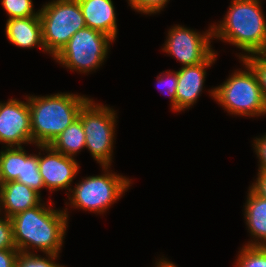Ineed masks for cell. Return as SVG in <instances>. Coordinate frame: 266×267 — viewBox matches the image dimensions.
Wrapping results in <instances>:
<instances>
[{
    "label": "cell",
    "instance_id": "cell-23",
    "mask_svg": "<svg viewBox=\"0 0 266 267\" xmlns=\"http://www.w3.org/2000/svg\"><path fill=\"white\" fill-rule=\"evenodd\" d=\"M242 60L255 72L263 97L266 101V52L250 55Z\"/></svg>",
    "mask_w": 266,
    "mask_h": 267
},
{
    "label": "cell",
    "instance_id": "cell-26",
    "mask_svg": "<svg viewBox=\"0 0 266 267\" xmlns=\"http://www.w3.org/2000/svg\"><path fill=\"white\" fill-rule=\"evenodd\" d=\"M1 214V212H0ZM16 249L13 240V226L11 218L0 217V250Z\"/></svg>",
    "mask_w": 266,
    "mask_h": 267
},
{
    "label": "cell",
    "instance_id": "cell-17",
    "mask_svg": "<svg viewBox=\"0 0 266 267\" xmlns=\"http://www.w3.org/2000/svg\"><path fill=\"white\" fill-rule=\"evenodd\" d=\"M85 132L81 120L77 118L68 126L50 146L57 152L74 158L77 153L85 148Z\"/></svg>",
    "mask_w": 266,
    "mask_h": 267
},
{
    "label": "cell",
    "instance_id": "cell-5",
    "mask_svg": "<svg viewBox=\"0 0 266 267\" xmlns=\"http://www.w3.org/2000/svg\"><path fill=\"white\" fill-rule=\"evenodd\" d=\"M109 168L102 166L104 174L88 176L79 181L67 194L70 206L103 214L117 202L131 186V179L112 173Z\"/></svg>",
    "mask_w": 266,
    "mask_h": 267
},
{
    "label": "cell",
    "instance_id": "cell-13",
    "mask_svg": "<svg viewBox=\"0 0 266 267\" xmlns=\"http://www.w3.org/2000/svg\"><path fill=\"white\" fill-rule=\"evenodd\" d=\"M43 201L34 189L17 181H9L0 185V212L8 218L39 205Z\"/></svg>",
    "mask_w": 266,
    "mask_h": 267
},
{
    "label": "cell",
    "instance_id": "cell-4",
    "mask_svg": "<svg viewBox=\"0 0 266 267\" xmlns=\"http://www.w3.org/2000/svg\"><path fill=\"white\" fill-rule=\"evenodd\" d=\"M244 70H235L226 81L209 90L215 101L230 115L259 117L266 115V101L253 69L243 60Z\"/></svg>",
    "mask_w": 266,
    "mask_h": 267
},
{
    "label": "cell",
    "instance_id": "cell-25",
    "mask_svg": "<svg viewBox=\"0 0 266 267\" xmlns=\"http://www.w3.org/2000/svg\"><path fill=\"white\" fill-rule=\"evenodd\" d=\"M170 0H128L129 6L141 14H157Z\"/></svg>",
    "mask_w": 266,
    "mask_h": 267
},
{
    "label": "cell",
    "instance_id": "cell-27",
    "mask_svg": "<svg viewBox=\"0 0 266 267\" xmlns=\"http://www.w3.org/2000/svg\"><path fill=\"white\" fill-rule=\"evenodd\" d=\"M254 148V152L256 153L260 164H258V171L266 172V133L261 137L254 138V142L252 144Z\"/></svg>",
    "mask_w": 266,
    "mask_h": 267
},
{
    "label": "cell",
    "instance_id": "cell-9",
    "mask_svg": "<svg viewBox=\"0 0 266 267\" xmlns=\"http://www.w3.org/2000/svg\"><path fill=\"white\" fill-rule=\"evenodd\" d=\"M211 27V28H210ZM213 25L202 34L181 25L168 30L163 52L175 57L182 65L192 66L204 62L215 50L212 49Z\"/></svg>",
    "mask_w": 266,
    "mask_h": 267
},
{
    "label": "cell",
    "instance_id": "cell-11",
    "mask_svg": "<svg viewBox=\"0 0 266 267\" xmlns=\"http://www.w3.org/2000/svg\"><path fill=\"white\" fill-rule=\"evenodd\" d=\"M38 149L47 155L38 153V167L44 186L49 191L72 189L71 184L79 173V163L75 158L55 151L50 145H37ZM70 186V187H69Z\"/></svg>",
    "mask_w": 266,
    "mask_h": 267
},
{
    "label": "cell",
    "instance_id": "cell-19",
    "mask_svg": "<svg viewBox=\"0 0 266 267\" xmlns=\"http://www.w3.org/2000/svg\"><path fill=\"white\" fill-rule=\"evenodd\" d=\"M0 151L1 183L16 181L21 168V147H4Z\"/></svg>",
    "mask_w": 266,
    "mask_h": 267
},
{
    "label": "cell",
    "instance_id": "cell-28",
    "mask_svg": "<svg viewBox=\"0 0 266 267\" xmlns=\"http://www.w3.org/2000/svg\"><path fill=\"white\" fill-rule=\"evenodd\" d=\"M18 254L17 249L0 250V267H15Z\"/></svg>",
    "mask_w": 266,
    "mask_h": 267
},
{
    "label": "cell",
    "instance_id": "cell-12",
    "mask_svg": "<svg viewBox=\"0 0 266 267\" xmlns=\"http://www.w3.org/2000/svg\"><path fill=\"white\" fill-rule=\"evenodd\" d=\"M217 56V52L214 51L204 62L192 66H182L177 71L176 112L189 109L197 102L202 94L206 70L215 63Z\"/></svg>",
    "mask_w": 266,
    "mask_h": 267
},
{
    "label": "cell",
    "instance_id": "cell-8",
    "mask_svg": "<svg viewBox=\"0 0 266 267\" xmlns=\"http://www.w3.org/2000/svg\"><path fill=\"white\" fill-rule=\"evenodd\" d=\"M114 40L94 29L78 30L53 58L69 70L88 73L102 66Z\"/></svg>",
    "mask_w": 266,
    "mask_h": 267
},
{
    "label": "cell",
    "instance_id": "cell-7",
    "mask_svg": "<svg viewBox=\"0 0 266 267\" xmlns=\"http://www.w3.org/2000/svg\"><path fill=\"white\" fill-rule=\"evenodd\" d=\"M78 118L85 132V148L102 166H111L117 114L113 108L89 99L80 109Z\"/></svg>",
    "mask_w": 266,
    "mask_h": 267
},
{
    "label": "cell",
    "instance_id": "cell-1",
    "mask_svg": "<svg viewBox=\"0 0 266 267\" xmlns=\"http://www.w3.org/2000/svg\"><path fill=\"white\" fill-rule=\"evenodd\" d=\"M48 206V207H47ZM52 206L40 203L11 217L13 240L17 250L24 253L42 251L59 255L63 247L68 224L67 208L54 210Z\"/></svg>",
    "mask_w": 266,
    "mask_h": 267
},
{
    "label": "cell",
    "instance_id": "cell-6",
    "mask_svg": "<svg viewBox=\"0 0 266 267\" xmlns=\"http://www.w3.org/2000/svg\"><path fill=\"white\" fill-rule=\"evenodd\" d=\"M45 52L53 58L78 30L86 27L78 0H53L39 9Z\"/></svg>",
    "mask_w": 266,
    "mask_h": 267
},
{
    "label": "cell",
    "instance_id": "cell-2",
    "mask_svg": "<svg viewBox=\"0 0 266 267\" xmlns=\"http://www.w3.org/2000/svg\"><path fill=\"white\" fill-rule=\"evenodd\" d=\"M222 21L213 24V38L227 42L244 51L242 60L266 52V20L261 0H231Z\"/></svg>",
    "mask_w": 266,
    "mask_h": 267
},
{
    "label": "cell",
    "instance_id": "cell-10",
    "mask_svg": "<svg viewBox=\"0 0 266 267\" xmlns=\"http://www.w3.org/2000/svg\"><path fill=\"white\" fill-rule=\"evenodd\" d=\"M26 102L9 99L0 102V143L4 147H21L32 144V130L28 97Z\"/></svg>",
    "mask_w": 266,
    "mask_h": 267
},
{
    "label": "cell",
    "instance_id": "cell-21",
    "mask_svg": "<svg viewBox=\"0 0 266 267\" xmlns=\"http://www.w3.org/2000/svg\"><path fill=\"white\" fill-rule=\"evenodd\" d=\"M36 253L19 252L15 267H66L55 262L59 255L46 254V257L35 255Z\"/></svg>",
    "mask_w": 266,
    "mask_h": 267
},
{
    "label": "cell",
    "instance_id": "cell-16",
    "mask_svg": "<svg viewBox=\"0 0 266 267\" xmlns=\"http://www.w3.org/2000/svg\"><path fill=\"white\" fill-rule=\"evenodd\" d=\"M244 205V218L251 239L245 245L266 246V199L256 195L250 188ZM257 238V239H256Z\"/></svg>",
    "mask_w": 266,
    "mask_h": 267
},
{
    "label": "cell",
    "instance_id": "cell-18",
    "mask_svg": "<svg viewBox=\"0 0 266 267\" xmlns=\"http://www.w3.org/2000/svg\"><path fill=\"white\" fill-rule=\"evenodd\" d=\"M19 183L34 189L41 195V189L45 188L38 167V155L28 154L23 146H21V168L18 174Z\"/></svg>",
    "mask_w": 266,
    "mask_h": 267
},
{
    "label": "cell",
    "instance_id": "cell-3",
    "mask_svg": "<svg viewBox=\"0 0 266 267\" xmlns=\"http://www.w3.org/2000/svg\"><path fill=\"white\" fill-rule=\"evenodd\" d=\"M90 98L73 93L28 96L32 144L50 145L77 118Z\"/></svg>",
    "mask_w": 266,
    "mask_h": 267
},
{
    "label": "cell",
    "instance_id": "cell-30",
    "mask_svg": "<svg viewBox=\"0 0 266 267\" xmlns=\"http://www.w3.org/2000/svg\"><path fill=\"white\" fill-rule=\"evenodd\" d=\"M155 267H177L176 264L172 263V261L167 260L165 257L160 258L156 263Z\"/></svg>",
    "mask_w": 266,
    "mask_h": 267
},
{
    "label": "cell",
    "instance_id": "cell-22",
    "mask_svg": "<svg viewBox=\"0 0 266 267\" xmlns=\"http://www.w3.org/2000/svg\"><path fill=\"white\" fill-rule=\"evenodd\" d=\"M1 4L8 19L25 18L29 16H39V10L35 12L32 0H1Z\"/></svg>",
    "mask_w": 266,
    "mask_h": 267
},
{
    "label": "cell",
    "instance_id": "cell-15",
    "mask_svg": "<svg viewBox=\"0 0 266 267\" xmlns=\"http://www.w3.org/2000/svg\"><path fill=\"white\" fill-rule=\"evenodd\" d=\"M5 27L6 37L13 45L27 49L38 46L45 52L40 16L7 19Z\"/></svg>",
    "mask_w": 266,
    "mask_h": 267
},
{
    "label": "cell",
    "instance_id": "cell-14",
    "mask_svg": "<svg viewBox=\"0 0 266 267\" xmlns=\"http://www.w3.org/2000/svg\"><path fill=\"white\" fill-rule=\"evenodd\" d=\"M86 27L99 31L114 41L117 38V19L112 0H78Z\"/></svg>",
    "mask_w": 266,
    "mask_h": 267
},
{
    "label": "cell",
    "instance_id": "cell-29",
    "mask_svg": "<svg viewBox=\"0 0 266 267\" xmlns=\"http://www.w3.org/2000/svg\"><path fill=\"white\" fill-rule=\"evenodd\" d=\"M257 178L249 187L256 195L266 199V172L258 171Z\"/></svg>",
    "mask_w": 266,
    "mask_h": 267
},
{
    "label": "cell",
    "instance_id": "cell-20",
    "mask_svg": "<svg viewBox=\"0 0 266 267\" xmlns=\"http://www.w3.org/2000/svg\"><path fill=\"white\" fill-rule=\"evenodd\" d=\"M236 267H266V246H248L240 248Z\"/></svg>",
    "mask_w": 266,
    "mask_h": 267
},
{
    "label": "cell",
    "instance_id": "cell-24",
    "mask_svg": "<svg viewBox=\"0 0 266 267\" xmlns=\"http://www.w3.org/2000/svg\"><path fill=\"white\" fill-rule=\"evenodd\" d=\"M156 79L158 80L157 87L161 89L162 85L164 86L161 91L170 96L169 98H170L171 108L173 111H176L175 95L178 82L177 71H166V72L163 71V73L159 74Z\"/></svg>",
    "mask_w": 266,
    "mask_h": 267
}]
</instances>
